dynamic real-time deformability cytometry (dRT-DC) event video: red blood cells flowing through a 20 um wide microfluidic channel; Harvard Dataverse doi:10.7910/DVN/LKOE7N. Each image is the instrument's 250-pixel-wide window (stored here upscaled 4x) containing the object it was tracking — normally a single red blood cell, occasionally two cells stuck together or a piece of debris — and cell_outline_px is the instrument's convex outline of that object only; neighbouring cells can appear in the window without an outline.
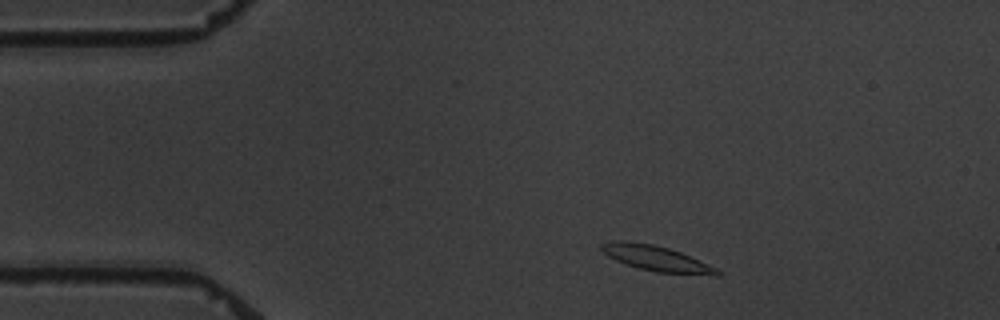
{"species": "common noctule bat (a hibernating species)", "species_latin": "Nyctalus noctula", "temperature_condition": "warm", "stored_images_in_passage": 4, "camera_frame_rate_fps": 3000, "um_per_image_px": 0.085, "animal": {"sex": "male", "body_mass_g": 19.5, "forearm_length_mm": 54.6}, "frame": {"image": 1, "passage_image": 1, "time_ms": 0.0, "image_size_px": [1000, 320], "cell_outline_px": [[720, 276], [716, 276], [656, 272], [640, 268], [616, 260], [608, 256], [600, 248], [600, 244], [612, 240], [624, 240], [652, 244], [668, 248], [680, 252], [716, 268], [720, 272]], "centroid_in_image_um": [55.78, 21.96], "position_along_channel_um": 29.2, "area_um2": 16.94}}
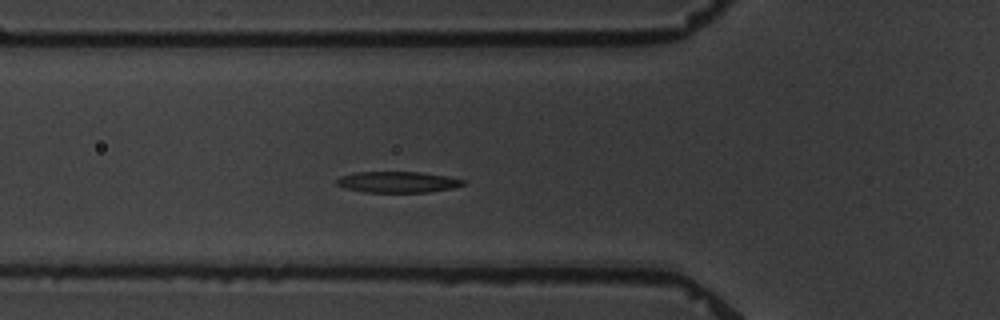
{"frame": {"image": 2, "passage_image": 4, "time_ms": 3.333, "image_size_px": [1000, 320], "cell_outline_px": [[468, 180], [464, 184], [452, 188], [428, 192], [364, 192], [344, 188], [336, 184], [336, 180], [340, 176], [356, 172], [420, 172], [448, 176]], "centroid_in_image_um": [33.81, 15.47], "position_along_channel_um": 92.0, "area_um2": 15.61}}